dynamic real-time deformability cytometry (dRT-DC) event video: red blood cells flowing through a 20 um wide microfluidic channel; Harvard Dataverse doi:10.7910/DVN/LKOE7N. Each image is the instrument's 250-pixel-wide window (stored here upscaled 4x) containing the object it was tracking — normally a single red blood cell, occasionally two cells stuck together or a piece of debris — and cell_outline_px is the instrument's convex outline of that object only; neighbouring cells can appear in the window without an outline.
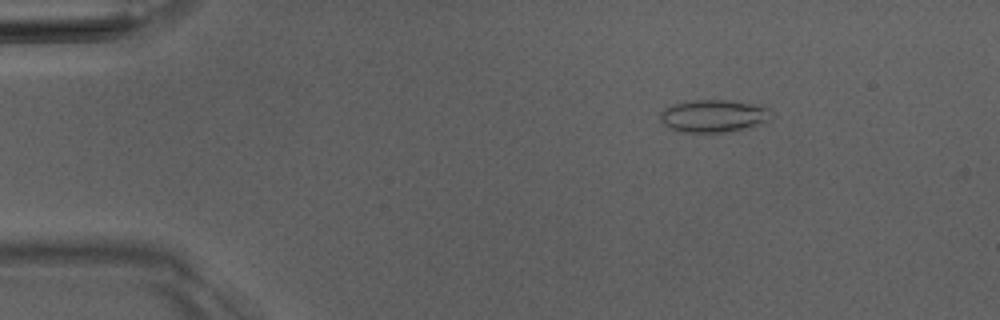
{"species": "Egyptian fruit bat (a non-hibernating species)", "species_latin": "Rousettus aegyptiacus", "temperature_condition": "room temperature", "stored_images_in_passage": 5, "camera_frame_rate_fps": 3000, "um_per_image_px": 0.085, "animal": {"sex": "male"}, "frame": {"image": 1, "passage_image": 3, "time_ms": 2.333, "image_size_px": [1000, 320], "cell_outline_px": [[772, 116], [768, 120], [752, 128], [724, 132], [680, 132], [668, 128], [660, 120], [660, 112], [664, 108], [672, 104], [692, 100], [732, 100], [764, 104], [768, 108]], "centroid_in_image_um": [60.69, 9.84], "position_along_channel_um": 24.3, "area_um2": 21.62}}